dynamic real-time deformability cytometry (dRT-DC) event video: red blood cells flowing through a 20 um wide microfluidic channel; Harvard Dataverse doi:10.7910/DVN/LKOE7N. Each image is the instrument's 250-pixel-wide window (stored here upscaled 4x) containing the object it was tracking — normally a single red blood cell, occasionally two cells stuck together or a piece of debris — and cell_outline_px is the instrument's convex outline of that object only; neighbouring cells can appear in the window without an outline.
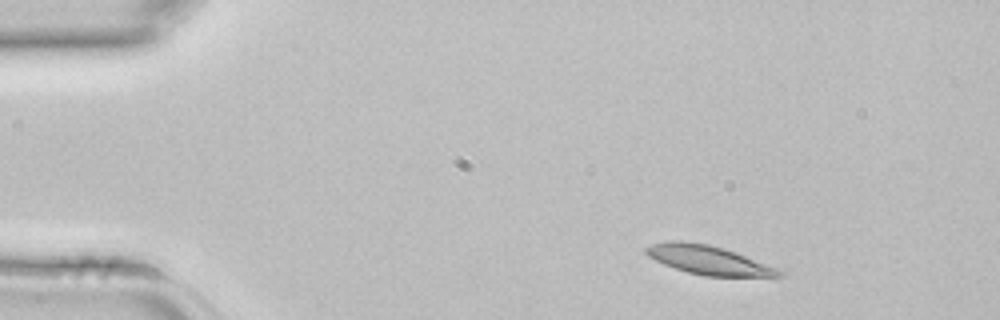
{"species": "common noctule bat (a hibernating species)", "species_latin": "Nyctalus noctula", "temperature_condition": "room temperature", "stored_images_in_passage": 4, "camera_frame_rate_fps": 3000, "um_per_image_px": 0.085, "animal": {"sex": "female", "body_mass_g": 22.7, "forearm_length_mm": 54.2}, "frame": {"image": 1, "passage_image": 2, "time_ms": 0.333, "image_size_px": [1000, 320], "cell_outline_px": [[784, 276], [704, 276], [688, 272], [664, 264], [648, 256], [644, 252], [644, 248], [652, 244], [668, 240], [680, 240], [708, 244], [724, 248], [736, 252], [780, 268], [784, 272]], "centroid_in_image_um": [60.24, 22.09], "position_along_channel_um": 24.8, "area_um2": 22.54}}
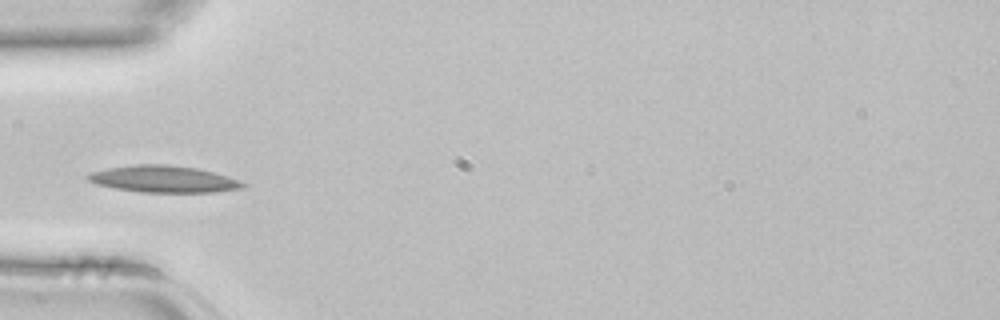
{"frame": {"image": 2, "passage_image": 4, "time_ms": 1.0, "image_size_px": [1000, 320], "cell_outline_px": [[248, 184], [244, 188], [216, 192], [140, 192], [116, 188], [96, 184], [88, 180], [84, 176], [92, 172], [108, 168], [132, 164], [168, 164], [196, 168], [228, 176]], "centroid_in_image_um": [13.91, 15.22], "position_along_channel_um": 71.1, "area_um2": 24.22}}